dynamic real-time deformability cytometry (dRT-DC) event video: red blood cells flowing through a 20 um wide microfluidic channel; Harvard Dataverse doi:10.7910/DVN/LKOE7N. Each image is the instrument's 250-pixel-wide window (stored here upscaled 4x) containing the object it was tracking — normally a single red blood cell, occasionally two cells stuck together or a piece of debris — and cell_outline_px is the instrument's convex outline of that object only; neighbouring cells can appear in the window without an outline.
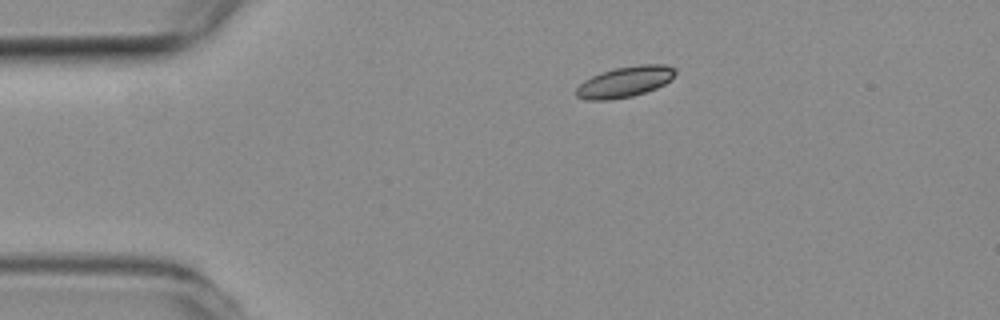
{"species": "common noctule bat (a hibernating species)", "species_latin": "Nyctalus noctula", "temperature_condition": "room temperature", "stored_images_in_passage": 46, "camera_frame_rate_fps": 3000, "um_per_image_px": 0.085, "animal": {"sex": "female", "body_mass_g": 19.3, "forearm_length_mm": 54.1}, "frame": {"image": 1, "passage_image": 1, "time_ms": 0.0, "image_size_px": [1000, 320], "cell_outline_px": [[676, 72], [672, 80], [656, 88], [632, 96], [608, 100], [584, 100], [576, 96], [576, 88], [584, 80], [600, 72], [616, 68], [640, 64], [668, 64], [676, 68]], "centroid_in_image_um": [53.13, 6.94], "position_along_channel_um": 31.9, "area_um2": 17.92}}
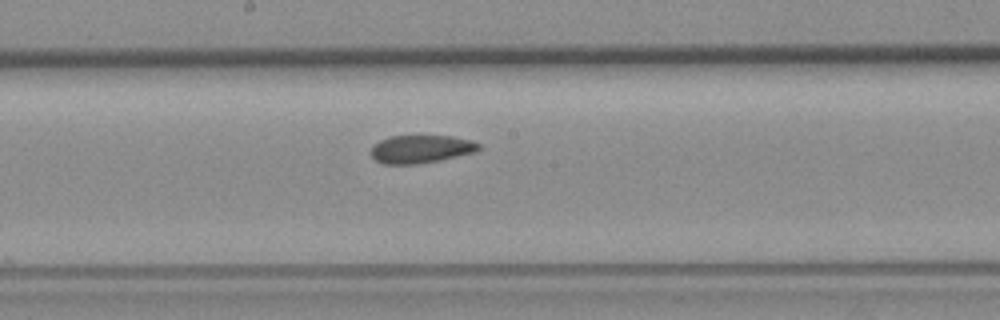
{"frame": {"image": 2, "passage_image": 20, "time_ms": 6.333, "image_size_px": [1000, 320], "cell_outline_px": [[480, 148], [476, 152], [416, 164], [384, 164], [376, 160], [372, 156], [372, 148], [380, 140], [392, 136], [452, 136], [472, 140], [480, 144]], "centroid_in_image_um": [35.8, 12.66], "position_along_channel_um": 212.4, "area_um2": 17.28}}
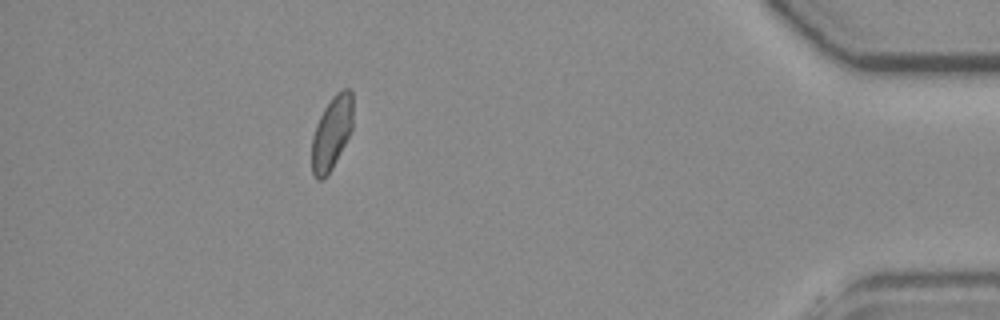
{"frame": {"image": 3, "passage_image": 40, "time_ms": 13.0, "image_size_px": [1000, 320], "cell_outline_px": [[352, 128], [332, 168], [324, 180], [316, 180], [312, 172], [312, 136], [316, 124], [324, 108], [332, 96], [336, 92], [344, 88], [348, 88], [352, 92]], "centroid_in_image_um": [28.18, 11.29], "position_along_channel_um": 407.0, "area_um2": 17.51}, "authors_computed_cell_mechanics": {"area_um2": 18.2359, "velocity_mm_per_s": 3.7573, "shape_relaxation_time_tau1_ms": null, "shape_relaxation_time_tau2_ms": 3.5474, "deformation_change_tau1": null, "deformation_change_tau2": 0.0954}}